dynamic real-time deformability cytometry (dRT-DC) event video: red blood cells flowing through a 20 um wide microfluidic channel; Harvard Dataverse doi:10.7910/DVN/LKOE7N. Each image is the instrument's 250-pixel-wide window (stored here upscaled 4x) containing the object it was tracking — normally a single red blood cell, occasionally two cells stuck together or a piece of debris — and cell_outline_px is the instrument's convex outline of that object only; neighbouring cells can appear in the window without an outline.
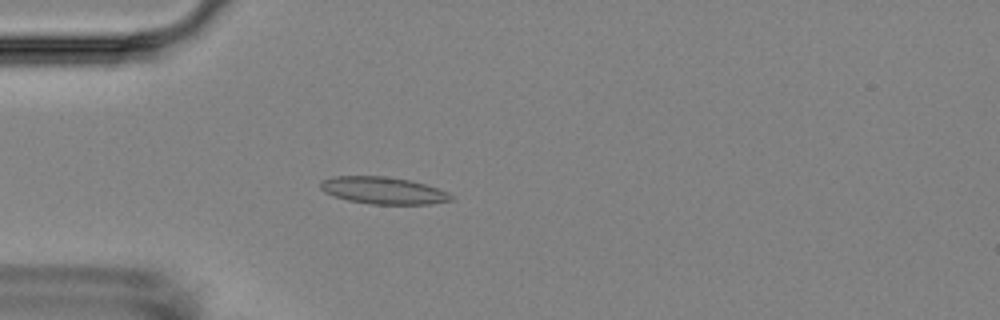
{"species": "Egyptian fruit bat (a non-hibernating species)", "species_latin": "Rousettus aegyptiacus", "temperature_condition": "room temperature", "stored_images_in_passage": 3, "camera_frame_rate_fps": 3000, "um_per_image_px": 0.085, "animal": {"sex": "female"}, "frame": {"image": 1, "passage_image": 3, "time_ms": 2.333, "image_size_px": [1000, 320], "cell_outline_px": [[456, 200], [432, 204], [372, 204], [348, 200], [324, 192], [320, 188], [320, 180], [336, 176], [384, 176], [408, 180], [424, 184], [448, 192]], "centroid_in_image_um": [32.59, 16.19], "position_along_channel_um": 52.4, "area_um2": 20.52}}